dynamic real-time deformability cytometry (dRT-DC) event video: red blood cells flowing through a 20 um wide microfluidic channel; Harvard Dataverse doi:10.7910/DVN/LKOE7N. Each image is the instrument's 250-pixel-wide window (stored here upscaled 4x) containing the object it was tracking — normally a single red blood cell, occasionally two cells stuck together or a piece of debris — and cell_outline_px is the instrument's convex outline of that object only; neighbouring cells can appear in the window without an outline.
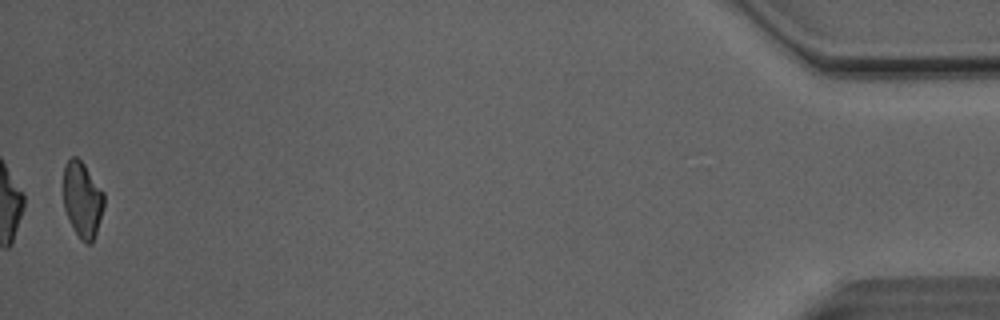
{"species": "Egyptian fruit bat (a non-hibernating species)", "species_latin": "Rousettus aegyptiacus", "temperature_condition": "room temperature", "stored_images_in_passage": 49, "camera_frame_rate_fps": 3000, "um_per_image_px": 0.085, "animal": {"sex": "male"}, "frame": {"image": 1, "passage_image": 49, "time_ms": 16.0, "image_size_px": [1000, 320], "cell_outline_px": [[104, 208], [92, 244], [88, 244], [80, 240], [64, 208], [64, 164], [72, 156], [76, 156], [84, 164], [104, 192]], "centroid_in_image_um": [7.02, 16.96], "position_along_channel_um": 428.2, "area_um2": 17.8}, "authors_computed_cell_mechanics": {"area_um2": 19.8832, "velocity_mm_per_s": 4.1219, "shape_relaxation_time_tau1_ms": null, "shape_relaxation_time_tau2_ms": 2.6226, "deformation_change_tau1": null, "deformation_change_tau2": 0.1134}}